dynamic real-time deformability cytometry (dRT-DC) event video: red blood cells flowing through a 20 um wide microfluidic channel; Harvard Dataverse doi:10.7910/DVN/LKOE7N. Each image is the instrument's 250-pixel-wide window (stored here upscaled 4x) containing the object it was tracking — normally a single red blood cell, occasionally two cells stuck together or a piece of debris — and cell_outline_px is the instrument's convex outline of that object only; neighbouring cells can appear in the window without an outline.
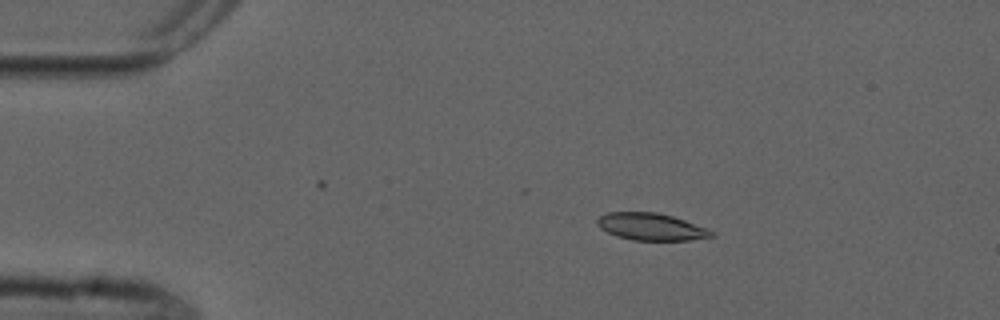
{"species": "common noctule bat (a hibernating species)", "species_latin": "Nyctalus noctula", "temperature_condition": "cold", "stored_images_in_passage": 3, "camera_frame_rate_fps": 3000, "um_per_image_px": 0.085, "animal": {"sex": "male", "forearm_length_mm": 52.5}, "frame": {"image": 1, "passage_image": 1, "time_ms": 0.0, "image_size_px": [1000, 320], "cell_outline_px": [[716, 236], [688, 240], [632, 240], [616, 236], [600, 228], [596, 224], [596, 220], [600, 216], [608, 212], [656, 212], [672, 216], [708, 228], [716, 232]], "centroid_in_image_um": [55.36, 19.27], "position_along_channel_um": 29.6, "area_um2": 18.15}}